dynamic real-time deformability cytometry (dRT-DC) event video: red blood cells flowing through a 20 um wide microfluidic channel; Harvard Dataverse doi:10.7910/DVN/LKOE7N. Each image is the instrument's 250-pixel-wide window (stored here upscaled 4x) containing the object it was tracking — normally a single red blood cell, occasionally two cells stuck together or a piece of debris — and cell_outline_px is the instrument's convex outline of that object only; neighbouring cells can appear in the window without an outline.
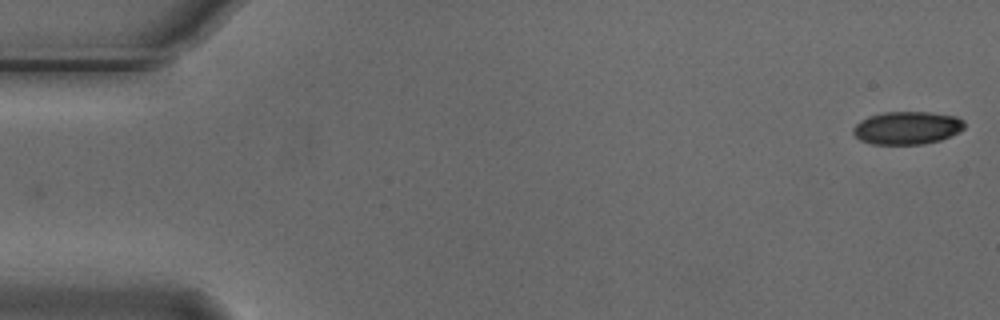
{"species": "Egyptian fruit bat (a non-hibernating species)", "species_latin": "Rousettus aegyptiacus", "temperature_condition": "cold", "stored_images_in_passage": 5, "camera_frame_rate_fps": 3000, "um_per_image_px": 0.085, "animal": {"sex": "male"}, "frame": {"image": 1, "passage_image": 1, "time_ms": 0.0, "image_size_px": [1000, 320], "cell_outline_px": [[964, 128], [960, 132], [940, 140], [924, 144], [872, 144], [860, 140], [852, 132], [852, 128], [860, 120], [868, 116], [884, 112], [932, 112], [956, 116], [964, 120]], "centroid_in_image_um": [77.11, 10.86], "position_along_channel_um": 7.9, "area_um2": 21.5}}
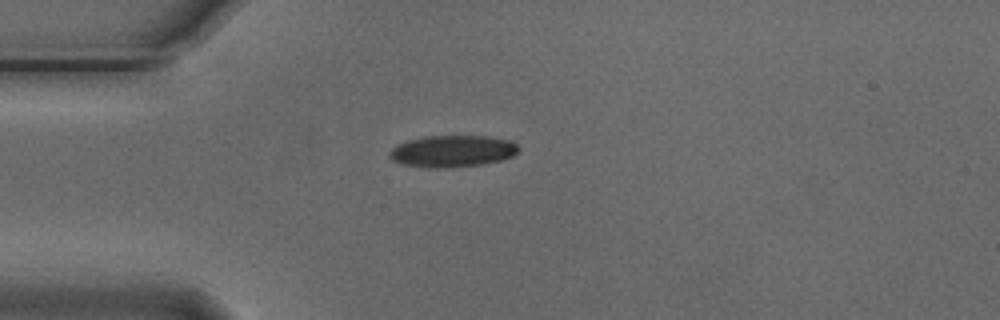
{"frame": {"image": 2, "passage_image": 5, "time_ms": 1.333, "image_size_px": [1000, 320], "cell_outline_px": [[520, 148], [512, 156], [500, 160], [484, 164], [448, 168], [428, 168], [404, 164], [392, 160], [388, 156], [388, 152], [396, 144], [408, 140], [424, 136], [488, 136], [508, 140], [516, 144]], "centroid_in_image_um": [38.42, 12.85], "position_along_channel_um": 46.6, "area_um2": 23.99}}